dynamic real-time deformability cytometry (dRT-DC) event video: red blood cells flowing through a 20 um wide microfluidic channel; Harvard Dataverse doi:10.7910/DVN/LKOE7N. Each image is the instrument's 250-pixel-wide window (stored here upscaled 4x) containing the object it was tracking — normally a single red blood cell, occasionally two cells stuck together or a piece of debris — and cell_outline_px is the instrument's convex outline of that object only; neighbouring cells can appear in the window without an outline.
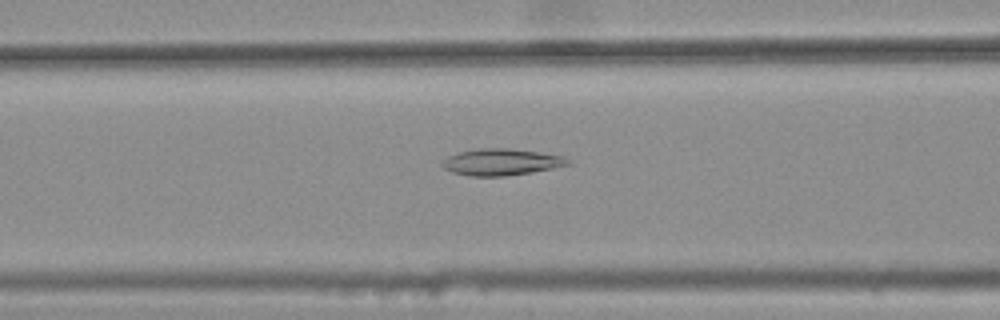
{"species": "common noctule bat (a hibernating species)", "species_latin": "Nyctalus noctula", "temperature_condition": "warm", "stored_images_in_passage": 27, "camera_frame_rate_fps": 3000, "um_per_image_px": 0.085, "animal": {"sex": "female", "body_mass_g": 25.1}, "frame": {"image": 1, "passage_image": 7, "time_ms": 2.0, "image_size_px": [1000, 320], "cell_outline_px": [[572, 164], [532, 172], [504, 176], [468, 176], [452, 172], [444, 168], [440, 164], [448, 156], [456, 152], [476, 148], [508, 148], [540, 152], [564, 156], [572, 160]], "centroid_in_image_um": [42.61, 13.76], "position_along_channel_um": 124.0, "area_um2": 19.71}}
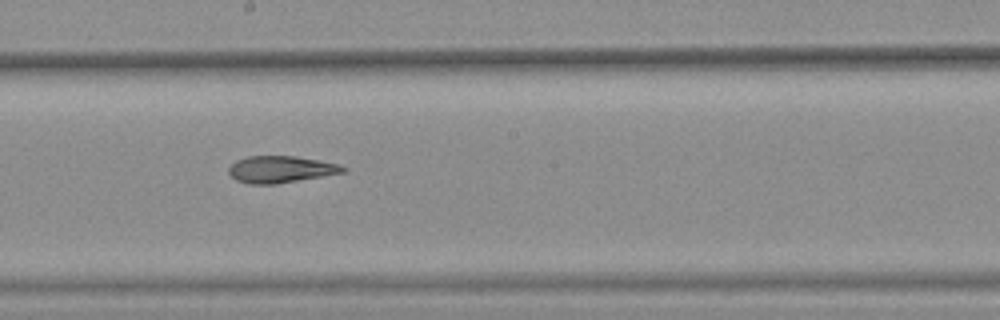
{"frame": {"image": 2, "passage_image": 15, "time_ms": 4.667, "image_size_px": [1000, 320], "cell_outline_px": [[348, 168], [344, 172], [276, 184], [248, 184], [236, 180], [228, 172], [228, 168], [236, 160], [248, 156], [296, 156], [320, 160], [336, 164]], "centroid_in_image_um": [23.83, 14.39], "position_along_channel_um": 224.4, "area_um2": 17.74}}
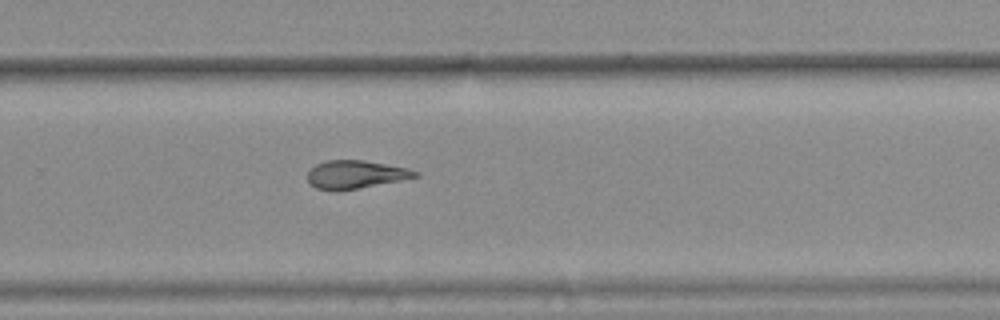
{"frame": {"image": 3, "passage_image": 21, "time_ms": 6.667, "image_size_px": [1000, 320], "cell_outline_px": [[420, 176], [400, 180], [336, 192], [332, 192], [316, 188], [308, 180], [308, 168], [316, 164], [328, 160], [364, 160], [408, 168], [420, 172]], "centroid_in_image_um": [30.19, 14.83], "position_along_channel_um": 299.6, "area_um2": 17.74}, "authors_computed_cell_mechanics": {"area_um2": 18.1492, "velocity_mm_per_s": 3.7778, "shape_relaxation_time_tau1_ms": null, "shape_relaxation_time_tau2_ms": 3.0509, "deformation_change_tau1": null, "deformation_change_tau2": 0.1071}}